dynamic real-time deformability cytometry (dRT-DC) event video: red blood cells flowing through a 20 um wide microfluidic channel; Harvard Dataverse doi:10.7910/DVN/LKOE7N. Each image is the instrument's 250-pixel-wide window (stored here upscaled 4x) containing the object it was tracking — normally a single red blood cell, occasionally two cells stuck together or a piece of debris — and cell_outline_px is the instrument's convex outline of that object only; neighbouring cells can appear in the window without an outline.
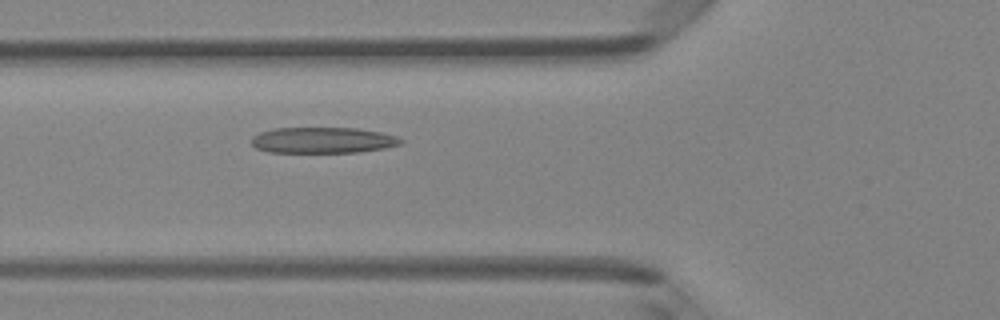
{"species": "Egyptian fruit bat (a non-hibernating species)", "species_latin": "Rousettus aegyptiacus", "temperature_condition": "room temperature", "stored_images_in_passage": 5, "camera_frame_rate_fps": 3000, "um_per_image_px": 0.085, "animal": {"sex": "female"}, "frame": {"image": 1, "passage_image": 5, "time_ms": 1.333, "image_size_px": [1000, 320], "cell_outline_px": [[404, 140], [400, 144], [384, 148], [360, 152], [268, 152], [256, 148], [252, 144], [252, 136], [260, 132], [272, 128], [356, 128], [380, 132], [396, 136]], "centroid_in_image_um": [27.42, 11.91], "position_along_channel_um": 98.4, "area_um2": 22.54}}